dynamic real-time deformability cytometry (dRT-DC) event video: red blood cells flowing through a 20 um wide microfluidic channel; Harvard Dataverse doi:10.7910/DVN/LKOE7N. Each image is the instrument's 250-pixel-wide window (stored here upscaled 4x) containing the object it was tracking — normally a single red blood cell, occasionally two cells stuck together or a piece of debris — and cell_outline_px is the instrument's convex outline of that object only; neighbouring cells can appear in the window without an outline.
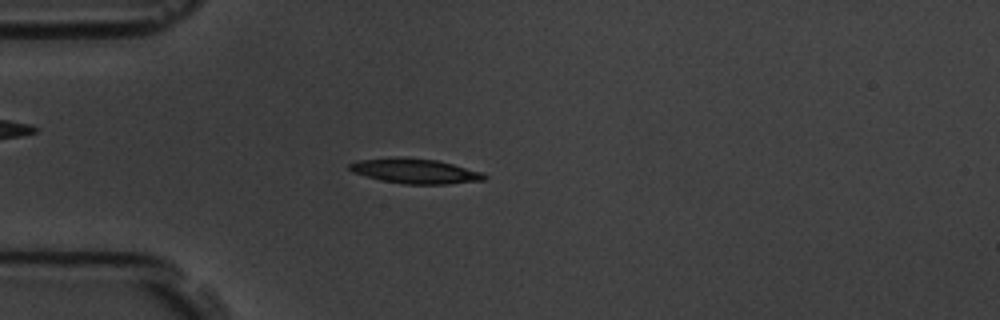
{"species": "common noctule bat (a hibernating species)", "species_latin": "Nyctalus noctula", "temperature_condition": "room temperature", "stored_images_in_passage": 50, "camera_frame_rate_fps": 3000, "um_per_image_px": 0.085, "animal": {"sex": "male", "body_mass_g": 19.5, "forearm_length_mm": 54.6}, "frame": {"image": 1, "passage_image": 15, "time_ms": 4.667, "image_size_px": [1000, 320], "cell_outline_px": [[488, 176], [484, 180], [448, 184], [404, 184], [380, 180], [352, 172], [348, 168], [348, 164], [356, 160], [396, 156], [408, 156], [436, 160], [484, 172]], "centroid_in_image_um": [35.26, 14.52], "position_along_channel_um": 49.7, "area_um2": 19.94}}
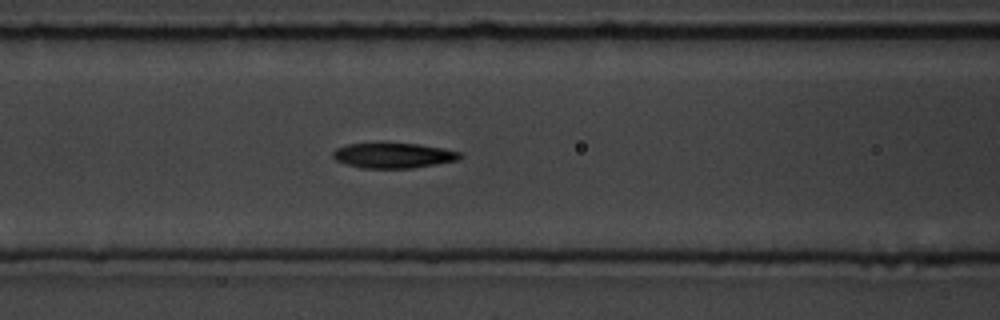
{"frame": {"image": 2, "passage_image": 23, "time_ms": 7.333, "image_size_px": [1000, 320], "cell_outline_px": [[464, 156], [460, 160], [412, 168], [360, 168], [344, 164], [336, 160], [332, 156], [332, 152], [336, 148], [348, 144], [380, 140], [384, 140], [420, 144], [460, 152]], "centroid_in_image_um": [33.39, 13.17], "position_along_channel_um": 133.2, "area_um2": 19.65}}
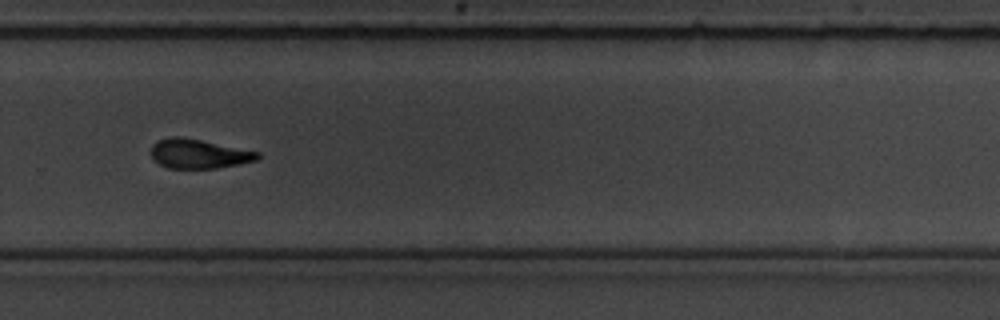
{"frame": {"image": 3, "passage_image": 38, "time_ms": 12.333, "image_size_px": [1000, 320], "cell_outline_px": [[260, 156], [256, 160], [216, 168], [168, 168], [160, 164], [152, 156], [152, 144], [156, 140], [172, 136], [180, 136], [260, 152]], "centroid_in_image_um": [16.86, 13.06], "position_along_channel_um": 312.9, "area_um2": 17.92}, "authors_computed_cell_mechanics": {"area_um2": 18.5538, "velocity_mm_per_s": 3.6043, "shape_relaxation_time_tau1_ms": 4.0669, "shape_relaxation_time_tau2_ms": 6.0654, "deformation_change_tau1": 0.1461, "deformation_change_tau2": 0.143}}